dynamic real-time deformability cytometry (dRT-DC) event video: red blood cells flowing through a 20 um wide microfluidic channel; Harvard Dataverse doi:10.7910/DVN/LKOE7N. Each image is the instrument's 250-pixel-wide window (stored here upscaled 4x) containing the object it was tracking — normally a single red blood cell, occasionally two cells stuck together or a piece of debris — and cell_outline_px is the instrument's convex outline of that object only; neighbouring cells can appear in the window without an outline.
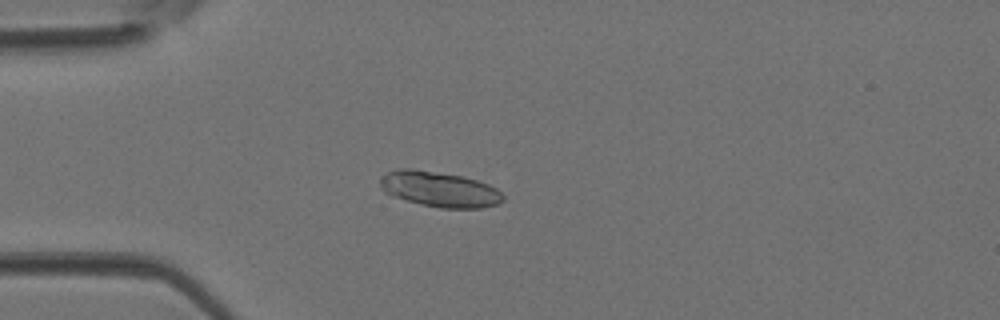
{"species": "Egyptian fruit bat (a non-hibernating species)", "species_latin": "Rousettus aegyptiacus", "temperature_condition": "room temperature", "stored_images_in_passage": 42, "camera_frame_rate_fps": 3000, "um_per_image_px": 0.085, "animal": {"sex": "female"}, "frame": {"image": 1, "passage_image": 11, "time_ms": 3.333, "image_size_px": [1000, 320], "cell_outline_px": [[504, 200], [500, 204], [480, 208], [440, 208], [420, 204], [392, 196], [384, 192], [380, 188], [380, 176], [388, 172], [400, 168], [412, 168], [460, 176], [476, 180], [488, 184], [496, 188], [504, 196]], "centroid_in_image_um": [37.34, 16.09], "position_along_channel_um": 47.7, "area_um2": 25.43}}
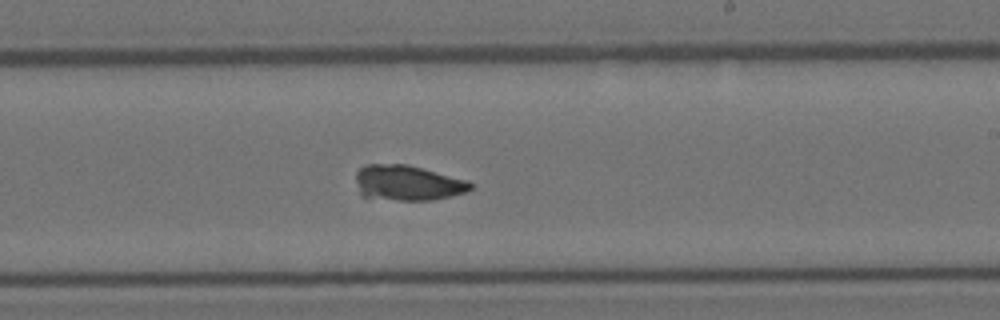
{"frame": {"image": 2, "passage_image": 25, "time_ms": 8.0, "image_size_px": [1000, 320], "cell_outline_px": [[472, 188], [464, 192], [432, 200], [396, 200], [360, 196], [356, 180], [356, 172], [364, 164], [408, 164], [468, 180], [472, 184]], "centroid_in_image_um": [34.61, 15.53], "position_along_channel_um": 254.4, "area_um2": 23.58}}
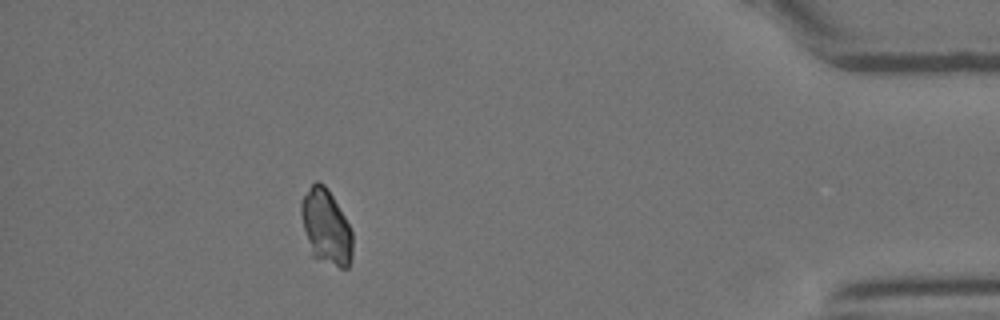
{"frame": {"image": 3, "passage_image": 38, "time_ms": 12.333, "image_size_px": [1000, 320], "cell_outline_px": [[352, 260], [348, 268], [340, 268], [312, 256], [304, 228], [300, 212], [300, 200], [312, 184], [316, 180], [320, 180], [328, 188], [344, 216], [352, 232]], "centroid_in_image_um": [27.71, 19.27], "position_along_channel_um": 407.5, "area_um2": 22.43}}